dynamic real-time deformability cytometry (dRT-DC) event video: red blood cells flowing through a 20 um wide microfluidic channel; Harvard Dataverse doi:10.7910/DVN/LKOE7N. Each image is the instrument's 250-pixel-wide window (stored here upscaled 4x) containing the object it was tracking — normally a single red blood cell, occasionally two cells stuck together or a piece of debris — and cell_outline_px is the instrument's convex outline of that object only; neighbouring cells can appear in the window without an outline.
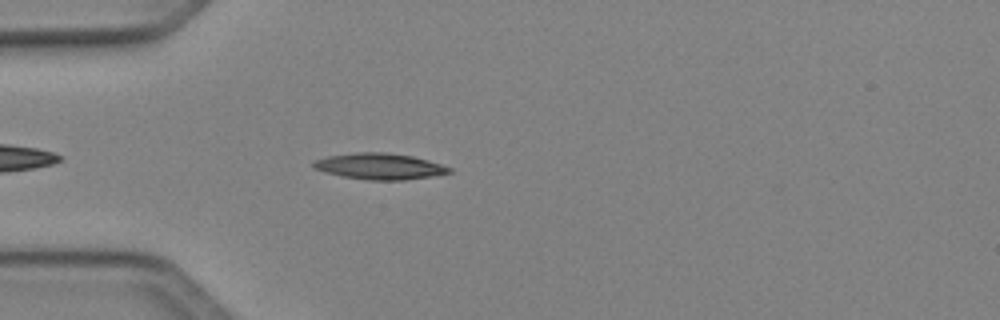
{"species": "Egyptian fruit bat (a non-hibernating species)", "species_latin": "Rousettus aegyptiacus", "temperature_condition": "cold", "stored_images_in_passage": 40, "camera_frame_rate_fps": 3000, "um_per_image_px": 0.085, "animal": {"sex": "female"}, "frame": {"image": 1, "passage_image": 5, "time_ms": 1.333, "image_size_px": [1000, 320], "cell_outline_px": [[452, 172], [404, 180], [368, 180], [344, 176], [328, 172], [316, 168], [312, 164], [312, 160], [328, 156], [356, 152], [388, 152], [412, 156], [428, 160], [452, 168]], "centroid_in_image_um": [32.27, 14.12], "position_along_channel_um": 52.7, "area_um2": 20.4}}
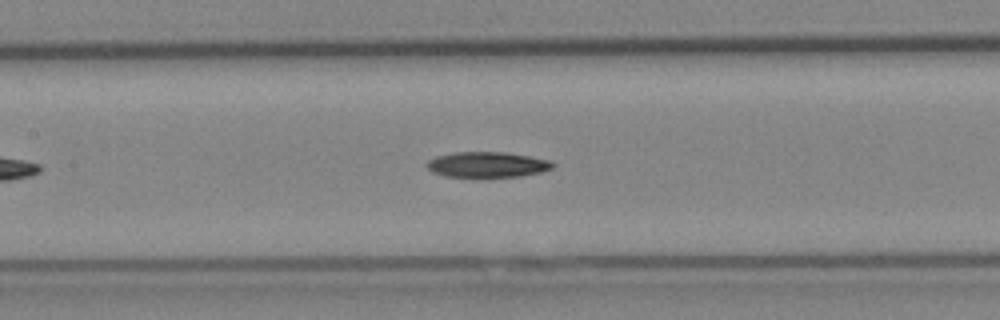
{"frame": {"image": 2, "passage_image": 14, "time_ms": 4.333, "image_size_px": [1000, 320], "cell_outline_px": [[556, 164], [552, 168], [540, 172], [520, 176], [480, 180], [444, 176], [432, 172], [424, 164], [428, 160], [436, 156], [456, 152], [504, 152], [552, 160]], "centroid_in_image_um": [41.38, 14.04], "position_along_channel_um": 166.0, "area_um2": 19.65}}
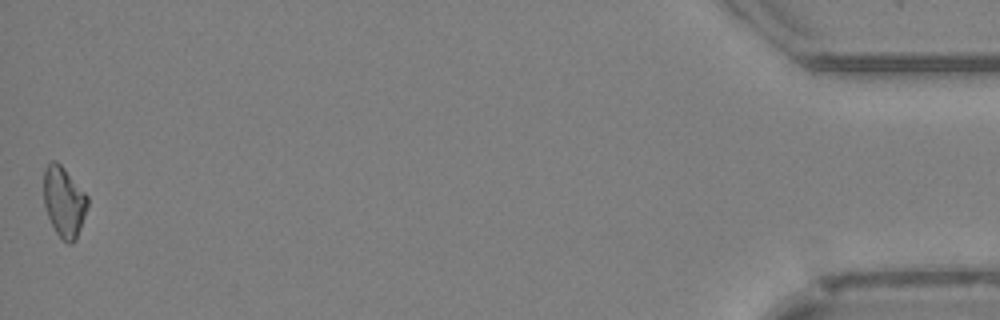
{"frame": {"image": 3, "passage_image": 40, "time_ms": 13.0, "image_size_px": [1000, 320], "cell_outline_px": [[88, 204], [76, 240], [72, 244], [68, 244], [56, 232], [48, 216], [44, 204], [44, 168], [52, 160], [56, 160], [64, 168], [88, 196]], "centroid_in_image_um": [5.43, 17.14], "position_along_channel_um": 429.8, "area_um2": 17.8}, "authors_computed_cell_mechanics": {"area_um2": 18.5827, "velocity_mm_per_s": 4.1273, "shape_relaxation_time_tau1_ms": 8.53, "shape_relaxation_time_tau2_ms": null, "deformation_change_tau1": 0.1822, "deformation_change_tau2": null}}